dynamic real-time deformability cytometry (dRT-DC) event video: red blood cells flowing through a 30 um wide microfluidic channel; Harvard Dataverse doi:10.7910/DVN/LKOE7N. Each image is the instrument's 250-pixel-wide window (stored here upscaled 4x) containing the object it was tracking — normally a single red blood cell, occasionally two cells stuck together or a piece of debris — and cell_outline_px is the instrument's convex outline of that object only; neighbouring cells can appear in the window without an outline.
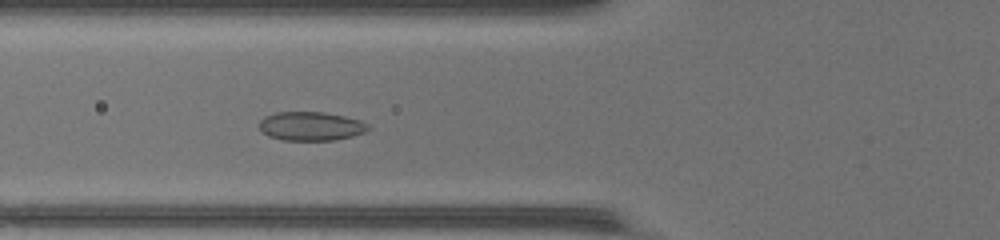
{"species": "common noctule bat (a hibernating species)", "species_latin": "Nyctalus noctula", "temperature_condition": "warm", "stored_images_in_passage": 43, "camera_frame_rate_fps": 3000, "um_per_image_px": 0.085, "animal": {"sex": "female", "body_mass_g": 17.0, "forearm_length_mm": 48.0}, "frame": {"image": 1, "passage_image": 14, "time_ms": 4.333, "image_size_px": [1000, 240], "cell_outline_px": [[372, 128], [364, 132], [352, 136], [336, 140], [284, 140], [268, 136], [260, 132], [260, 120], [264, 116], [276, 112], [324, 112], [344, 116], [360, 120], [368, 124]], "centroid_in_image_um": [26.42, 10.72], "position_along_channel_um": 99.4, "area_um2": 18.44}}
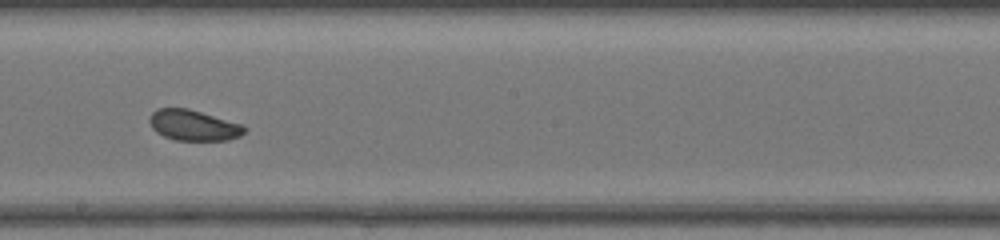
{"frame": {"image": 2, "passage_image": 23, "time_ms": 7.333, "image_size_px": [1000, 240], "cell_outline_px": [[248, 128], [240, 136], [228, 140], [176, 140], [164, 136], [156, 132], [152, 128], [148, 120], [152, 112], [156, 108], [188, 108], [244, 124]], "centroid_in_image_um": [16.46, 10.64], "position_along_channel_um": 231.7, "area_um2": 17.17}}
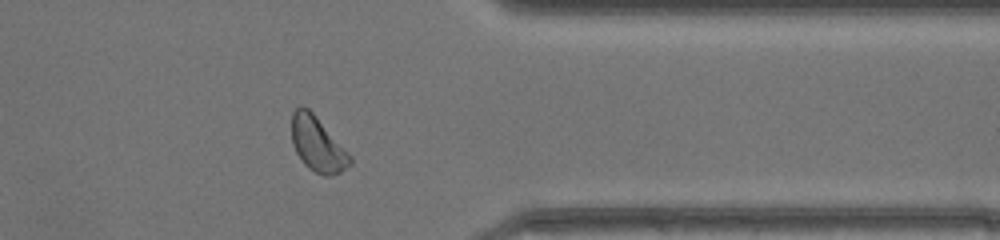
{"frame": {"image": 3, "passage_image": 34, "time_ms": 11.0, "image_size_px": [1000, 240], "cell_outline_px": [[352, 164], [340, 172], [332, 176], [324, 176], [308, 168], [304, 164], [296, 152], [292, 144], [292, 112], [296, 108], [308, 108], [316, 116], [352, 156]], "centroid_in_image_um": [27.01, 12.29], "position_along_channel_um": 384.4, "area_um2": 18.5}, "authors_computed_cell_mechanics": {"area_um2": 18.4382, "velocity_mm_per_s": 4.42, "shape_relaxation_time_tau1_ms": 3.1241, "shape_relaxation_time_tau2_ms": null, "deformation_change_tau1": 0.0651, "deformation_change_tau2": null}}